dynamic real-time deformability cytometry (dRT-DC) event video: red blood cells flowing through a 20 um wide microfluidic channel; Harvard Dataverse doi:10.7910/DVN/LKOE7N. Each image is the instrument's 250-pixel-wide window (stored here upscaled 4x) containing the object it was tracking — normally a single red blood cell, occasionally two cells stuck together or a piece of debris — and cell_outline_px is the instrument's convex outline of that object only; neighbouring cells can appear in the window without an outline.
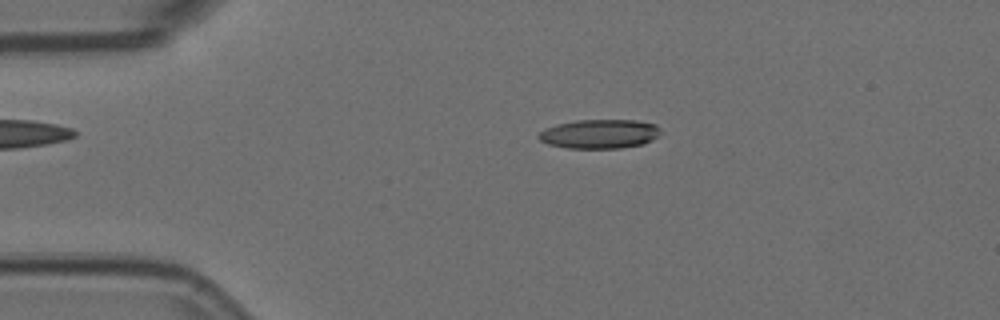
{"species": "Egyptian fruit bat (a non-hibernating species)", "species_latin": "Rousettus aegyptiacus", "temperature_condition": "room temperature", "stored_images_in_passage": 6, "camera_frame_rate_fps": 3000, "um_per_image_px": 0.085, "animal": {"sex": "female"}, "frame": {"image": 1, "passage_image": 2, "time_ms": 0.333, "image_size_px": [1000, 320], "cell_outline_px": [[660, 128], [656, 136], [652, 140], [644, 144], [620, 148], [568, 148], [548, 144], [540, 140], [536, 136], [544, 128], [556, 124], [576, 120], [636, 120], [656, 124]], "centroid_in_image_um": [50.93, 11.38], "position_along_channel_um": 34.1, "area_um2": 20.75}}
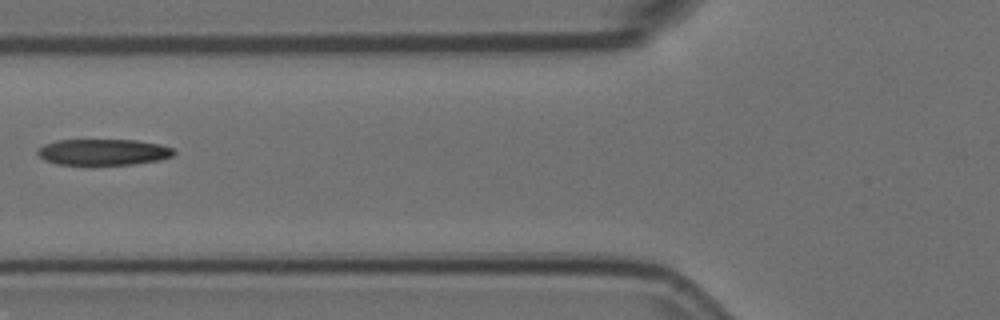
{"frame": {"image": 2, "passage_image": 5, "time_ms": 1.333, "image_size_px": [1000, 320], "cell_outline_px": [[176, 152], [172, 156], [160, 160], [132, 164], [92, 168], [56, 164], [44, 160], [36, 152], [44, 144], [56, 140], [136, 140], [160, 144], [172, 148]], "centroid_in_image_um": [8.74, 12.97], "position_along_channel_um": 117.1, "area_um2": 21.73}}
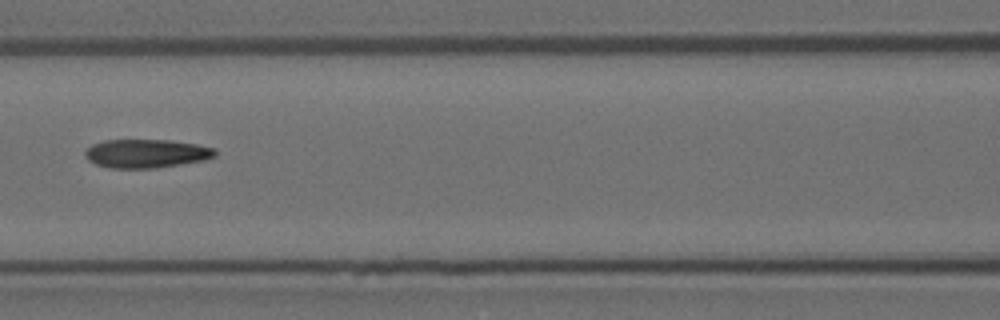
{"frame": {"image": 3, "passage_image": 6, "time_ms": 1.667, "image_size_px": [1000, 320], "cell_outline_px": [[216, 156], [204, 160], [152, 168], [108, 168], [96, 164], [88, 160], [84, 156], [84, 152], [92, 144], [104, 140], [172, 140], [196, 144], [216, 148]], "centroid_in_image_um": [12.42, 13.04], "position_along_channel_um": 154.2, "area_um2": 21.68}}